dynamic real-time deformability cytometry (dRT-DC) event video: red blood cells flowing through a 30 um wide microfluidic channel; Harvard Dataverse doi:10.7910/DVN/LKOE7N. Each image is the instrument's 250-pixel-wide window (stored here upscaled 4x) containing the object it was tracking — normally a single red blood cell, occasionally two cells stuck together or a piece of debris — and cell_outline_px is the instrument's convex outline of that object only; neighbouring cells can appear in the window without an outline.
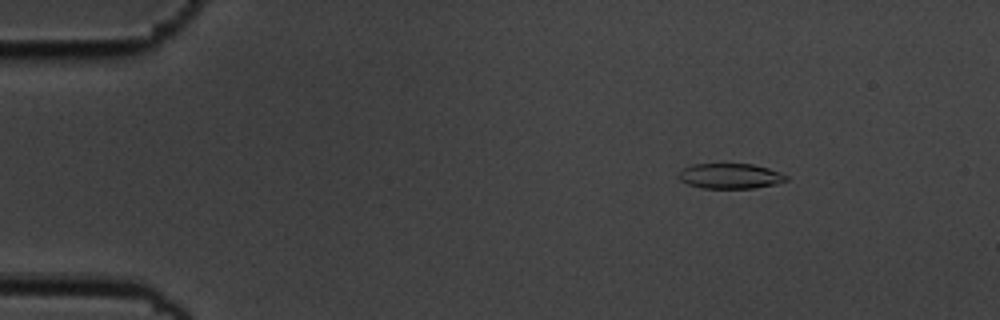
{"species": "common noctule bat (a hibernating species)", "species_latin": "Nyctalus noctula", "temperature_condition": "cold", "stored_images_in_passage": 55, "camera_frame_rate_fps": 3000, "um_per_image_px": 0.085, "animal": {"sex": "male", "body_mass_g": 19.5, "forearm_length_mm": 54.6}, "frame": {"image": 1, "passage_image": 8, "time_ms": 2.333, "image_size_px": [1000, 320], "cell_outline_px": [[788, 180], [776, 184], [752, 188], [704, 188], [688, 184], [680, 180], [676, 176], [684, 168], [692, 164], [752, 164], [768, 168], [780, 172], [788, 176]], "centroid_in_image_um": [62.07, 14.96], "position_along_channel_um": 22.9, "area_um2": 15.78}}
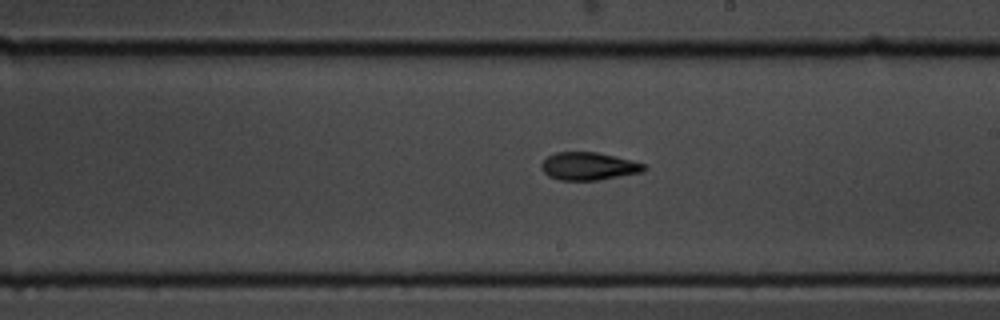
{"frame": {"image": 2, "passage_image": 32, "time_ms": 10.333, "image_size_px": [1000, 320], "cell_outline_px": [[648, 168], [644, 172], [596, 180], [560, 180], [548, 176], [540, 168], [540, 164], [548, 156], [556, 152], [596, 152], [632, 160], [644, 164]], "centroid_in_image_um": [50.03, 14.13], "position_along_channel_um": 239.0, "area_um2": 16.65}}
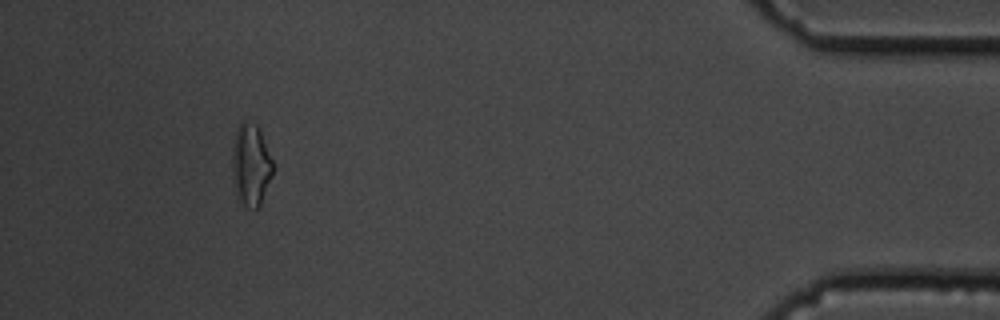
{"frame": {"image": 3, "passage_image": 51, "time_ms": 16.667, "image_size_px": [1000, 320], "cell_outline_px": [[272, 176], [260, 204], [256, 208], [244, 204], [236, 200], [232, 168], [232, 144], [236, 128], [240, 120], [244, 120], [256, 124], [260, 132], [272, 160]], "centroid_in_image_um": [21.28, 13.97], "position_along_channel_um": 413.9, "area_um2": 19.36}, "authors_computed_cell_mechanics": {"area_um2": 16.762, "velocity_mm_per_s": 3.6961, "shape_relaxation_time_tau1_ms": 4.9419, "shape_relaxation_time_tau2_ms": 3.0657, "deformation_change_tau1": 0.1719, "deformation_change_tau2": 0.0925}}